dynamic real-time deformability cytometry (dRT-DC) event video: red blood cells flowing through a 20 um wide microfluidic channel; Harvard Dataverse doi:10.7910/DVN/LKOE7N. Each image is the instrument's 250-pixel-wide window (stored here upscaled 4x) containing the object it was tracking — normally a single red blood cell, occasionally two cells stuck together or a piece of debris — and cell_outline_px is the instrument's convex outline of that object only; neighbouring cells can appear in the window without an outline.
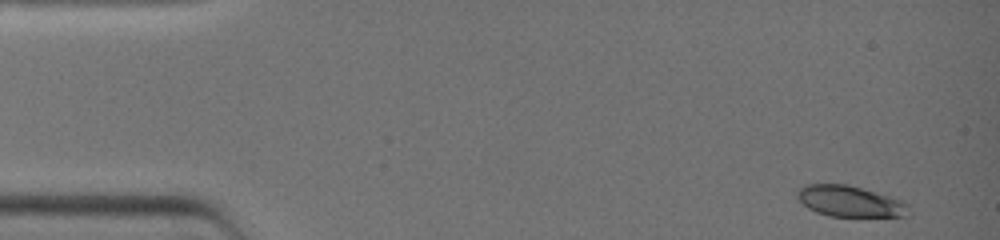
{"species": "common noctule bat (a hibernating species)", "species_latin": "Nyctalus noctula", "temperature_condition": "warm", "stored_images_in_passage": 38, "camera_frame_rate_fps": 3000, "um_per_image_px": 0.085, "animal": {"sex": "female", "body_mass_g": 19.0, "forearm_length_mm": 51.5}, "frame": {"image": 1, "passage_image": 1, "time_ms": 0.0, "image_size_px": [1000, 240], "cell_outline_px": [[908, 216], [828, 216], [816, 212], [808, 208], [796, 196], [796, 188], [804, 184], [848, 184], [888, 196], [900, 200], [908, 204]], "centroid_in_image_um": [72.18, 17.1], "position_along_channel_um": 12.8, "area_um2": 20.06}}
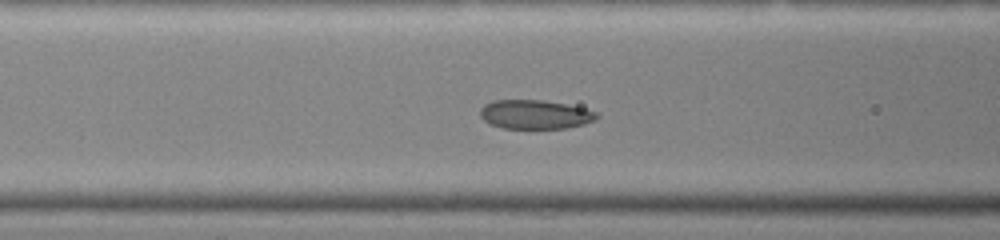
{"frame": {"image": 2, "passage_image": 15, "time_ms": 4.667, "image_size_px": [1000, 240], "cell_outline_px": [[600, 116], [596, 120], [584, 124], [564, 128], [500, 128], [484, 120], [480, 116], [480, 108], [484, 104], [492, 100], [544, 100], [568, 104], [600, 112]], "centroid_in_image_um": [45.51, 9.72], "position_along_channel_um": 121.1, "area_um2": 19.94}}
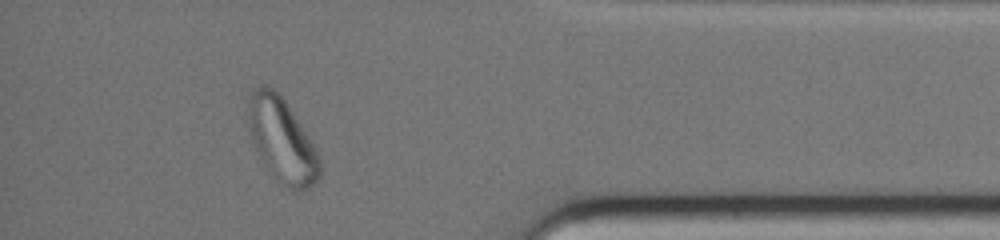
{"frame": {"image": 3, "passage_image": 34, "time_ms": 11.0, "image_size_px": [1000, 240], "cell_outline_px": [[320, 176], [308, 188], [300, 192], [292, 192], [280, 184], [272, 176], [260, 160], [248, 132], [244, 112], [248, 96], [260, 84], [264, 84], [272, 88], [284, 100], [316, 148], [320, 156]], "centroid_in_image_um": [23.89, 11.93], "position_along_channel_um": 411.3, "area_um2": 35.89}}